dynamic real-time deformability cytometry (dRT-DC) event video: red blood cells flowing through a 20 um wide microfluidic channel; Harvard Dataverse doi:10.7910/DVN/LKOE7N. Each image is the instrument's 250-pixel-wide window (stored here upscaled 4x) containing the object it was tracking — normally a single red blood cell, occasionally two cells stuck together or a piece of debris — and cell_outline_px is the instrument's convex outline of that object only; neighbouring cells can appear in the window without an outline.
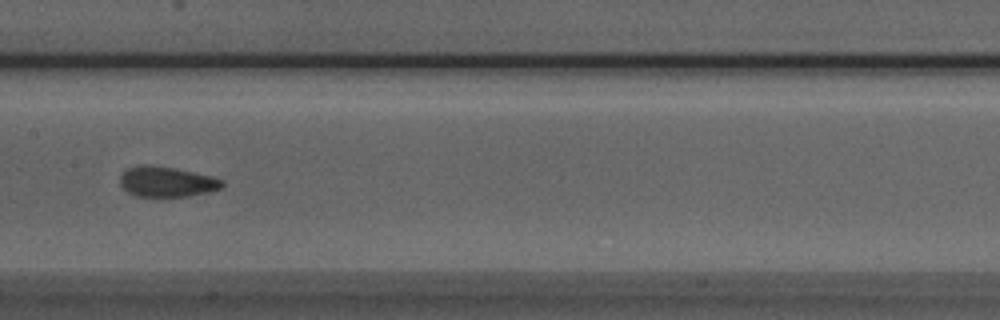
{"species": "Egyptian fruit bat (a non-hibernating species)", "species_latin": "Rousettus aegyptiacus", "temperature_condition": "room temperature", "stored_images_in_passage": 7, "camera_frame_rate_fps": 3000, "um_per_image_px": 0.085, "animal": {"sex": "male"}, "frame": {"image": 1, "passage_image": 7, "time_ms": 2.0, "image_size_px": [1000, 320], "cell_outline_px": [[224, 184], [220, 188], [208, 192], [188, 196], [136, 196], [128, 192], [120, 184], [120, 176], [128, 168], [136, 164], [148, 164], [172, 168], [212, 176], [224, 180]], "centroid_in_image_um": [14.16, 15.44], "position_along_channel_um": 193.2, "area_um2": 17.92}}